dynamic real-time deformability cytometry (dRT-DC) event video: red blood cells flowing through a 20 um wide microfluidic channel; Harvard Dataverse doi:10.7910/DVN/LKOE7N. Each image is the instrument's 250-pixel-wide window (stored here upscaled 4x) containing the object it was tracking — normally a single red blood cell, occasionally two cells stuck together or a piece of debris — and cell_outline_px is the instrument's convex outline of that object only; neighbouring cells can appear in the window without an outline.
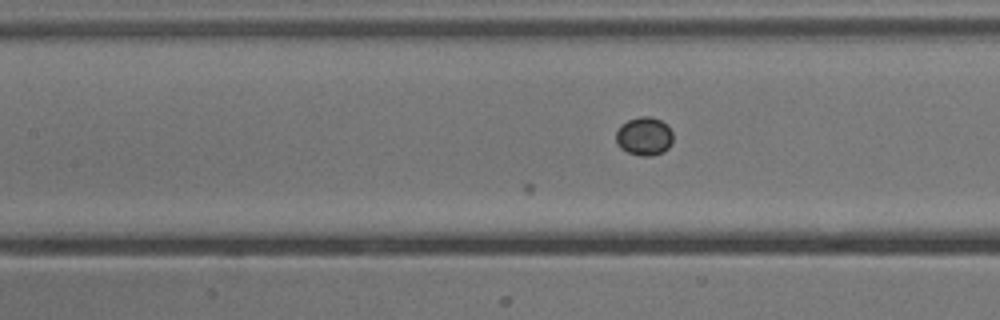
{"species": "common noctule bat (a hibernating species)", "species_latin": "Nyctalus noctula", "temperature_condition": "cold", "stored_images_in_passage": 31, "camera_frame_rate_fps": 3000, "um_per_image_px": 0.085, "animal": {"sex": "male", "body_mass_g": 13.3}, "frame": {"image": 1, "passage_image": 9, "time_ms": 2.667, "image_size_px": [1000, 320], "cell_outline_px": [[672, 144], [664, 152], [652, 156], [640, 156], [628, 152], [620, 148], [616, 144], [616, 132], [620, 124], [628, 120], [640, 116], [652, 116], [668, 124], [672, 132]], "centroid_in_image_um": [54.76, 11.58], "position_along_channel_um": 152.6, "area_um2": 13.06}}
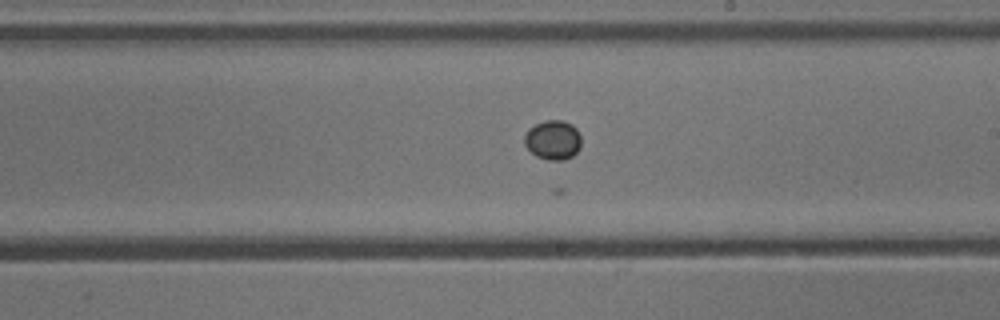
{"frame": {"image": 2, "passage_image": 16, "time_ms": 5.0, "image_size_px": [1000, 320], "cell_outline_px": [[580, 148], [572, 156], [564, 160], [548, 160], [536, 156], [524, 144], [524, 136], [528, 128], [544, 120], [564, 120], [572, 124], [576, 128], [580, 136]], "centroid_in_image_um": [46.99, 11.88], "position_along_channel_um": 242.0, "area_um2": 13.12}}
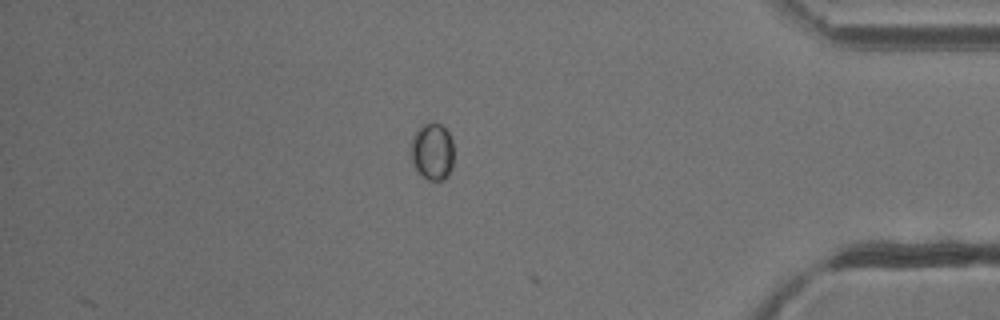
{"frame": {"image": 3, "passage_image": 31, "time_ms": 10.0, "image_size_px": [1000, 320], "cell_outline_px": [[452, 168], [448, 176], [444, 180], [428, 180], [412, 164], [412, 136], [416, 128], [420, 124], [440, 124], [448, 132], [452, 140]], "centroid_in_image_um": [36.75, 12.87], "position_along_channel_um": 398.5, "area_um2": 14.1}}